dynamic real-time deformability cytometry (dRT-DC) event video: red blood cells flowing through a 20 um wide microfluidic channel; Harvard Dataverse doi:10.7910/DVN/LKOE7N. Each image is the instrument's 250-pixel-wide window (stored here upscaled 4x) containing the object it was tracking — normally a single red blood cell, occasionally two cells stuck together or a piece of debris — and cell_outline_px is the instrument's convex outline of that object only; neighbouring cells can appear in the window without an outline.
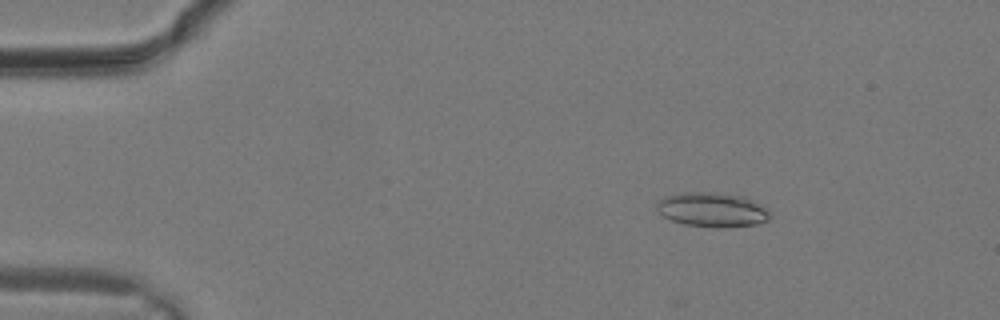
{"species": "common noctule bat (a hibernating species)", "species_latin": "Nyctalus noctula", "temperature_condition": "warm", "stored_images_in_passage": 30, "camera_frame_rate_fps": 3000, "um_per_image_px": 0.085, "animal": {"sex": "male", "body_mass_g": 19.2, "forearm_length_mm": 51.8}, "frame": {"image": 1, "passage_image": 5, "time_ms": 1.333, "image_size_px": [1000, 320], "cell_outline_px": [[772, 216], [768, 220], [756, 224], [720, 228], [712, 228], [684, 224], [672, 220], [664, 216], [656, 208], [656, 204], [664, 196], [684, 192], [708, 192], [744, 196], [768, 208]], "centroid_in_image_um": [60.56, 17.83], "position_along_channel_um": 24.4, "area_um2": 22.83}}
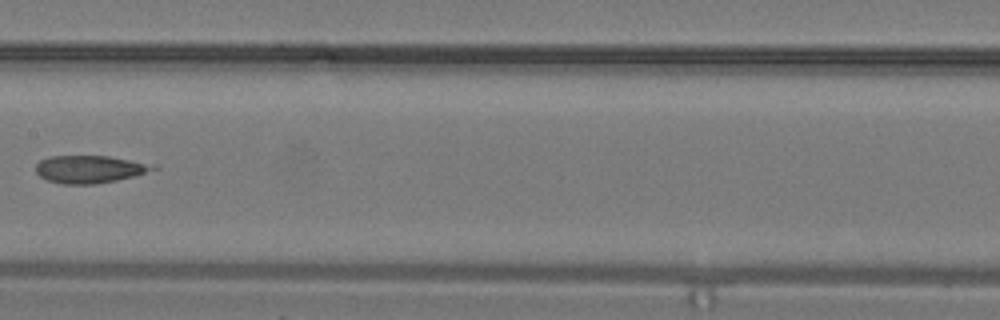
{"frame": {"image": 2, "passage_image": 16, "time_ms": 5.0, "image_size_px": [1000, 320], "cell_outline_px": [[160, 168], [136, 176], [96, 184], [64, 184], [48, 180], [40, 176], [36, 172], [36, 164], [40, 160], [52, 156], [108, 156], [156, 164]], "centroid_in_image_um": [7.68, 14.38], "position_along_channel_um": 199.7, "area_um2": 18.96}}
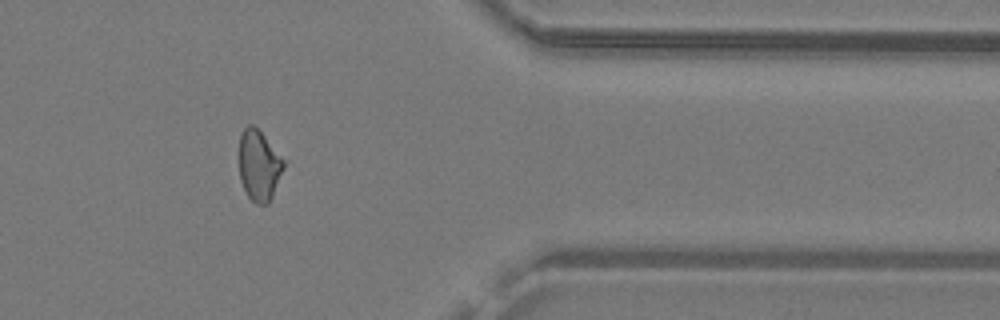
{"frame": {"image": 3, "passage_image": 25, "time_ms": 8.0, "image_size_px": [1000, 320], "cell_outline_px": [[284, 168], [272, 196], [268, 204], [256, 204], [248, 196], [240, 180], [240, 136], [244, 128], [248, 124], [252, 124], [264, 136], [284, 160]], "centroid_in_image_um": [22.01, 14.07], "position_along_channel_um": 389.4, "area_um2": 17.98}}